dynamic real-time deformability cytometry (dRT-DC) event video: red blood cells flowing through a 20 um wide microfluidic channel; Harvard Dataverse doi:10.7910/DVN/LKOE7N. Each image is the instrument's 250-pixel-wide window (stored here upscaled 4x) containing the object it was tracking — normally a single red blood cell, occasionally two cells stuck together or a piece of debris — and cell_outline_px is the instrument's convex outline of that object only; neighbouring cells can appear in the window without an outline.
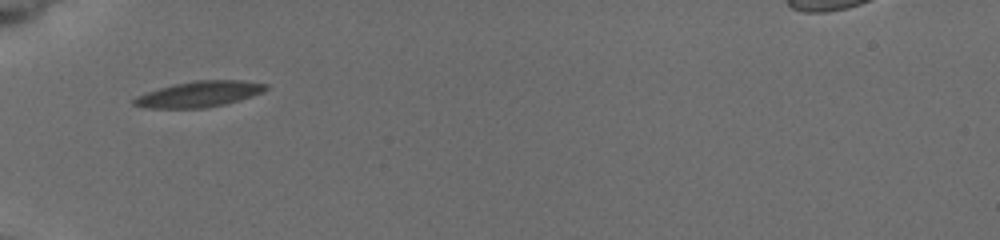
{"species": "common noctule bat (a hibernating species)", "species_latin": "Nyctalus noctula", "temperature_condition": "cold", "stored_images_in_passage": 3, "camera_frame_rate_fps": 3000, "um_per_image_px": 0.085, "animal": {"sex": "female", "body_mass_g": 19.5, "forearm_length_mm": 54.1}, "frame": {"image": 1, "passage_image": 2, "time_ms": 1.0, "image_size_px": [1000, 240], "cell_outline_px": [[268, 88], [264, 92], [252, 96], [224, 104], [204, 108], [144, 108], [132, 104], [132, 100], [136, 96], [172, 84], [196, 80], [244, 80], [268, 84]], "centroid_in_image_um": [16.94, 7.99], "position_along_channel_um": 68.1, "area_um2": 19.88}}